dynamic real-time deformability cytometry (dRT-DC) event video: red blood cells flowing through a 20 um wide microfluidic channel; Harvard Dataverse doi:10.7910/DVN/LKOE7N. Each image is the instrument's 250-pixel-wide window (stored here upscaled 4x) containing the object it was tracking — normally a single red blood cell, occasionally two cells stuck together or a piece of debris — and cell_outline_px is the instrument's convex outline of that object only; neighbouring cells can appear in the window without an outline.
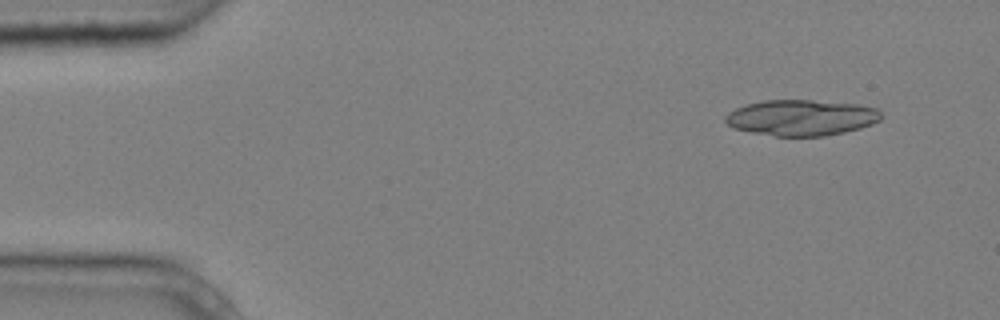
{"species": "common noctule bat (a hibernating species)", "species_latin": "Nyctalus noctula", "temperature_condition": "cold", "stored_images_in_passage": 10, "camera_frame_rate_fps": 3000, "um_per_image_px": 0.085, "animal": {"sex": "male", "body_mass_g": 20.4}, "frame": {"image": 1, "passage_image": 1, "time_ms": 0.0, "image_size_px": [1000, 320], "cell_outline_px": [[880, 120], [872, 124], [860, 128], [844, 132], [824, 136], [776, 136], [752, 132], [732, 128], [724, 120], [724, 116], [728, 112], [736, 108], [748, 104], [764, 100], [812, 100], [860, 104], [876, 108], [880, 112]], "centroid_in_image_um": [68.1, 10.0], "position_along_channel_um": 16.9, "area_um2": 32.6}}
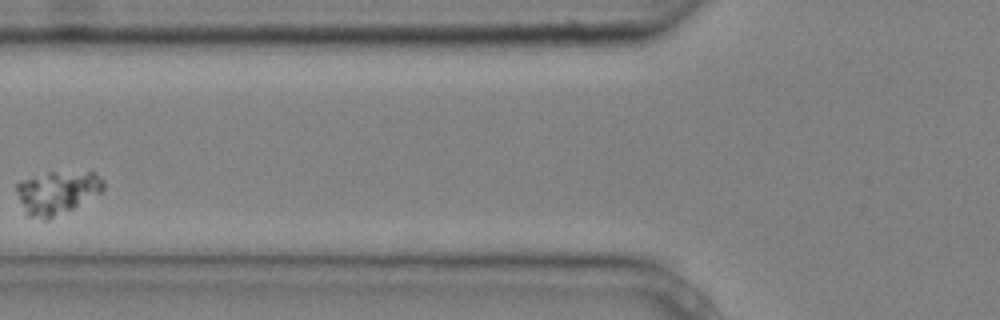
{"frame": {"image": 2, "passage_image": 6, "time_ms": 1.667, "image_size_px": [1000, 320], "cell_outline_px": [[104, 188], [100, 192], [72, 208], [48, 220], [44, 220], [28, 216], [16, 192], [16, 184], [20, 180], [48, 172], [96, 172], [104, 180]], "centroid_in_image_um": [4.84, 16.34], "position_along_channel_um": 121.0, "area_um2": 21.62}}
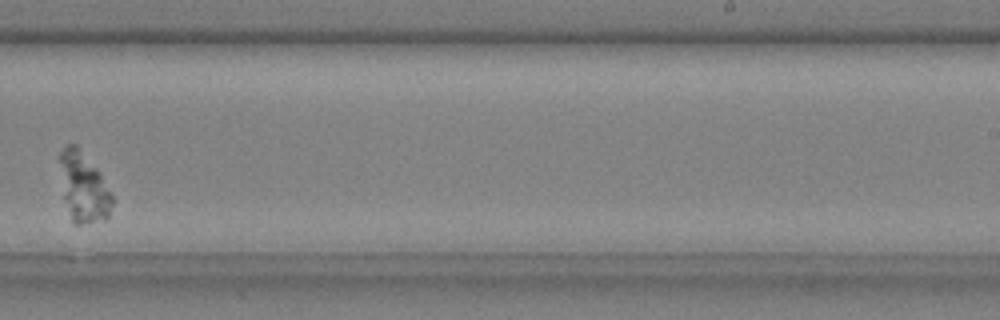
{"frame": {"image": 3, "passage_image": 10, "time_ms": 3.0, "image_size_px": [1000, 320], "cell_outline_px": [[112, 204], [108, 216], [80, 224], [72, 224], [64, 200], [60, 160], [60, 152], [68, 144], [76, 144], [96, 168], [112, 196]], "centroid_in_image_um": [7.06, 15.91], "position_along_channel_um": 281.9, "area_um2": 20.52}}